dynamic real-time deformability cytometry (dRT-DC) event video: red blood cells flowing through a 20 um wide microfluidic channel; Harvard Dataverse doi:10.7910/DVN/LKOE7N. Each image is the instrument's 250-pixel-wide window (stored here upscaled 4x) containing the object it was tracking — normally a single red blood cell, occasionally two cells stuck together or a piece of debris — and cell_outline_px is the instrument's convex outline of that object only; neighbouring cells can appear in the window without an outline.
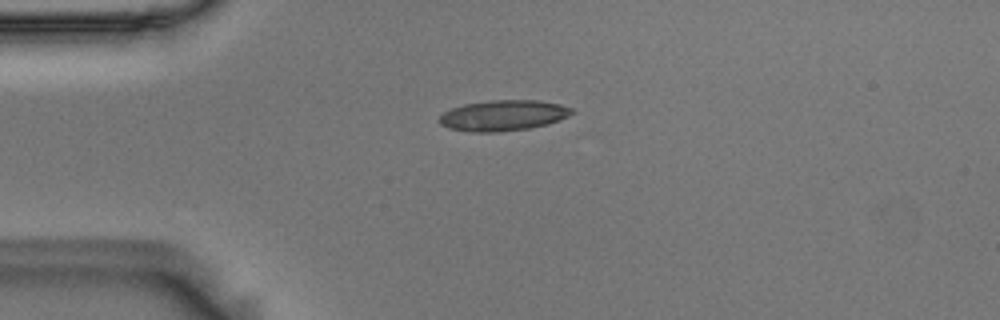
{"species": "Egyptian fruit bat (a non-hibernating species)", "species_latin": "Rousettus aegyptiacus", "temperature_condition": "room temperature", "stored_images_in_passage": 43, "camera_frame_rate_fps": 3000, "um_per_image_px": 0.085, "animal": {"sex": "male"}, "frame": {"image": 1, "passage_image": 1, "time_ms": 0.0, "image_size_px": [1000, 320], "cell_outline_px": [[576, 112], [560, 120], [548, 124], [528, 128], [500, 132], [468, 132], [448, 128], [440, 124], [436, 120], [444, 112], [452, 108], [464, 104], [492, 100], [536, 100], [560, 104], [572, 108]], "centroid_in_image_um": [42.76, 9.82], "position_along_channel_um": 42.2, "area_um2": 23.87}}
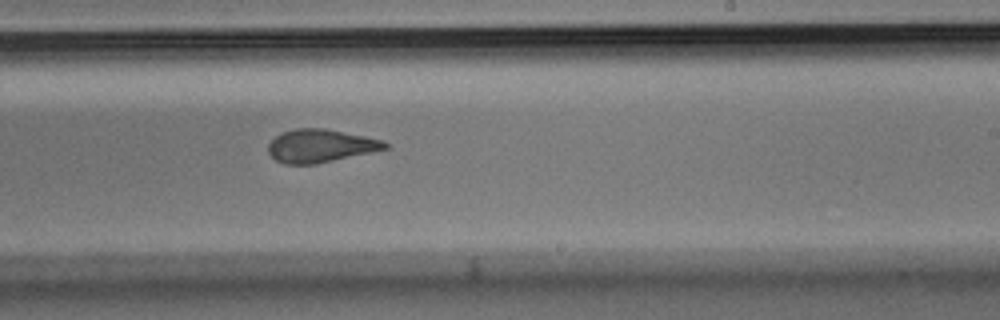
{"frame": {"image": 2, "passage_image": 21, "time_ms": 6.667, "image_size_px": [1000, 320], "cell_outline_px": [[388, 148], [372, 152], [316, 164], [284, 164], [276, 160], [268, 152], [268, 144], [276, 136], [284, 132], [296, 128], [324, 128], [384, 140], [388, 144]], "centroid_in_image_um": [27.24, 12.4], "position_along_channel_um": 261.8, "area_um2": 22.37}}
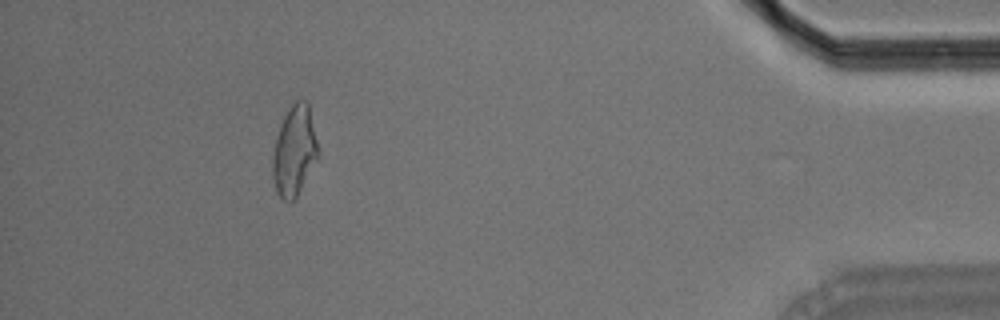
{"frame": {"image": 3, "passage_image": 38, "time_ms": 12.333, "image_size_px": [1000, 320], "cell_outline_px": [[320, 156], [296, 196], [292, 200], [284, 200], [276, 192], [272, 176], [272, 156], [280, 124], [288, 108], [296, 100], [308, 100], [320, 152]], "centroid_in_image_um": [25.04, 12.79], "position_along_channel_um": 410.2, "area_um2": 24.04}, "authors_computed_cell_mechanics": {"area_um2": 23.2934, "velocity_mm_per_s": 3.6134, "shape_relaxation_time_tau1_ms": 7.5331, "shape_relaxation_time_tau2_ms": 1.9483, "deformation_change_tau1": 0.2016, "deformation_change_tau2": 0.0902}}